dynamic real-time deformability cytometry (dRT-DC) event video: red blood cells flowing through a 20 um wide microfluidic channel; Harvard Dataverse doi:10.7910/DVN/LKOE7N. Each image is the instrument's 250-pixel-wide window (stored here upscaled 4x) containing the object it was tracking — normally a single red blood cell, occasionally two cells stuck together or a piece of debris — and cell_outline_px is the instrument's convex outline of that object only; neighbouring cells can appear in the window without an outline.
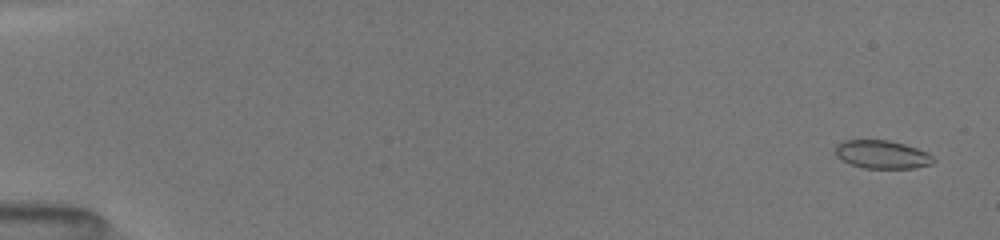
{"species": "common noctule bat (a hibernating species)", "species_latin": "Nyctalus noctula", "temperature_condition": "room temperature", "stored_images_in_passage": 30, "camera_frame_rate_fps": 3000, "um_per_image_px": 0.085, "animal": {"sex": "female", "body_mass_g": 19.5, "forearm_length_mm": 54.1}, "frame": {"image": 1, "passage_image": 2, "time_ms": 0.667, "image_size_px": [1000, 240], "cell_outline_px": [[936, 160], [932, 164], [912, 168], [864, 168], [852, 164], [836, 156], [832, 148], [840, 140], [888, 140], [904, 144], [928, 152]], "centroid_in_image_um": [74.94, 13.12], "position_along_channel_um": 10.1, "area_um2": 16.24}}
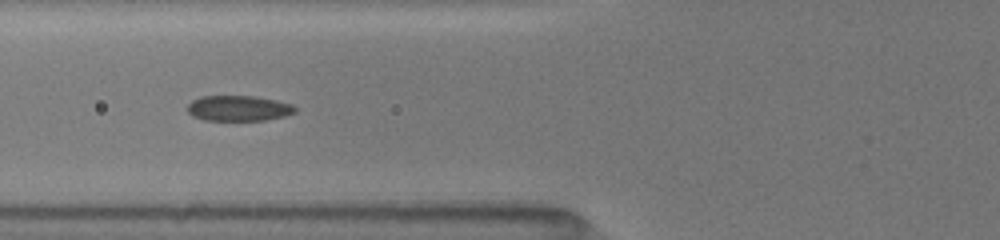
{"frame": {"image": 2, "passage_image": 16, "time_ms": 7.0, "image_size_px": [1000, 240], "cell_outline_px": [[296, 112], [284, 116], [264, 120], [204, 120], [192, 116], [188, 112], [188, 104], [192, 100], [200, 96], [256, 96], [276, 100], [292, 104], [296, 108]], "centroid_in_image_um": [20.27, 9.2], "position_along_channel_um": 105.5, "area_um2": 16.01}}
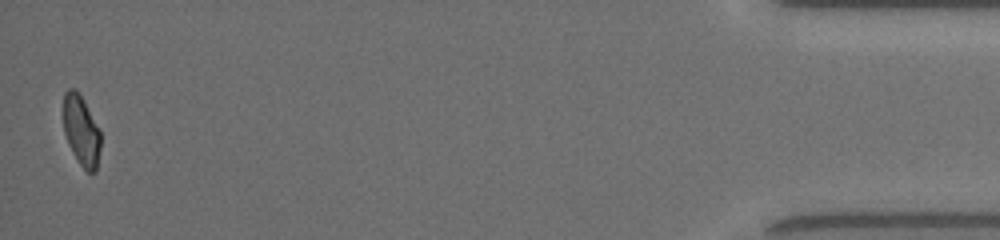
{"frame": {"image": 3, "passage_image": 30, "time_ms": 17.0, "image_size_px": [1000, 240], "cell_outline_px": [[100, 148], [96, 172], [88, 172], [80, 164], [72, 152], [68, 144], [64, 132], [64, 92], [68, 88], [76, 88], [80, 92], [100, 132]], "centroid_in_image_um": [6.9, 11.08], "position_along_channel_um": 428.3, "area_um2": 15.2}, "authors_computed_cell_mechanics": {"area_um2": 16.4152, "velocity_mm_per_s": 4.0578, "shape_relaxation_time_tau1_ms": 3.4849, "shape_relaxation_time_tau2_ms": 1.3774, "deformation_change_tau1": 0.1177, "deformation_change_tau2": 0.0446}}